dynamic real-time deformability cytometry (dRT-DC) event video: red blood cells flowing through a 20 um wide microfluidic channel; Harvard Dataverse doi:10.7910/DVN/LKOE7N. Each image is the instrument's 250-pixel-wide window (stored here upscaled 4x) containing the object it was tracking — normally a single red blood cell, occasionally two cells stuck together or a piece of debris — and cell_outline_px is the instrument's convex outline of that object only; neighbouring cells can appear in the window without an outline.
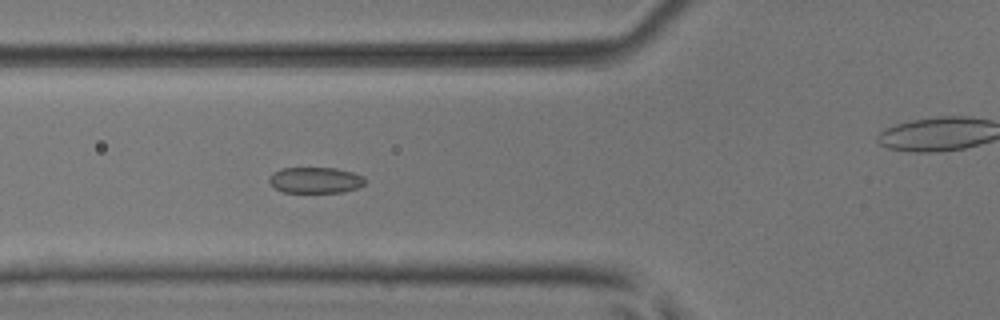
{"species": "common noctule bat (a hibernating species)", "species_latin": "Nyctalus noctula", "temperature_condition": "room temperature", "stored_images_in_passage": 52, "camera_frame_rate_fps": 3000, "um_per_image_px": 0.085, "animal": {"sex": "male", "body_mass_g": 17.9, "forearm_length_mm": 54.2}, "frame": {"image": 1, "passage_image": 19, "time_ms": 6.0, "image_size_px": [1000, 320], "cell_outline_px": [[364, 184], [356, 188], [340, 192], [284, 192], [276, 188], [268, 180], [272, 172], [280, 168], [336, 168], [352, 172], [364, 176]], "centroid_in_image_um": [26.79, 15.3], "position_along_channel_um": 99.0, "area_um2": 14.39}}
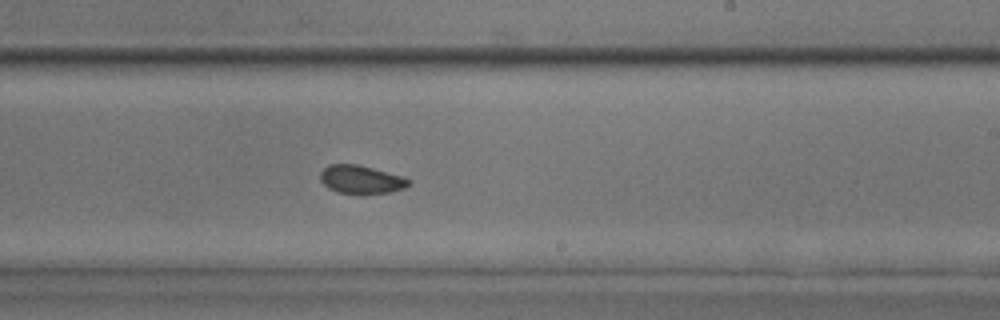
{"frame": {"image": 2, "passage_image": 31, "time_ms": 10.0, "image_size_px": [1000, 320], "cell_outline_px": [[412, 184], [404, 188], [388, 192], [364, 196], [360, 196], [336, 192], [328, 188], [320, 180], [320, 172], [328, 164], [356, 164], [404, 176], [412, 180]], "centroid_in_image_um": [30.71, 15.29], "position_along_channel_um": 258.3, "area_um2": 15.14}}
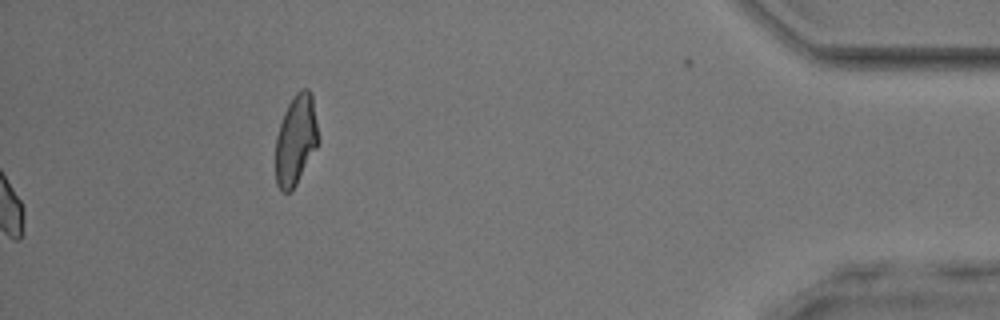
{"frame": {"image": 3, "passage_image": 52, "time_ms": 17.0, "image_size_px": [1000, 320], "cell_outline_px": [[320, 140], [316, 148], [292, 192], [284, 192], [276, 184], [276, 136], [284, 112], [292, 96], [300, 88], [308, 88], [312, 96]], "centroid_in_image_um": [25.15, 11.88], "position_along_channel_um": 410.0, "area_um2": 22.54}, "authors_computed_cell_mechanics": {"area_um2": 15.1725, "velocity_mm_per_s": 3.9951, "shape_relaxation_time_tau1_ms": 2.9122, "shape_relaxation_time_tau2_ms": 1.5401, "deformation_change_tau1": 0.0687, "deformation_change_tau2": 0.061}}